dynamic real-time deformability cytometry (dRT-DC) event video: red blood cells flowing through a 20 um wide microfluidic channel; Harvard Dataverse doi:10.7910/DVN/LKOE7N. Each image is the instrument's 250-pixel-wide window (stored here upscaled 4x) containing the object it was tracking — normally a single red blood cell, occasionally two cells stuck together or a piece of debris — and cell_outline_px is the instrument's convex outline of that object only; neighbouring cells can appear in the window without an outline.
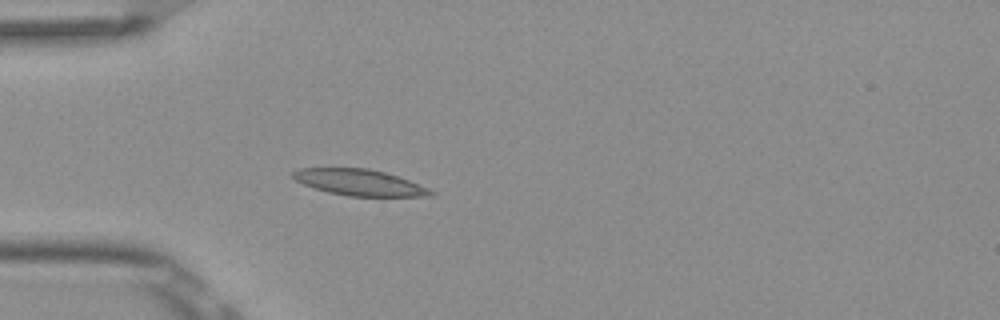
{"species": "Egyptian fruit bat (a non-hibernating species)", "species_latin": "Rousettus aegyptiacus", "temperature_condition": "room temperature", "stored_images_in_passage": 3, "camera_frame_rate_fps": 3000, "um_per_image_px": 0.085, "frame": {"image": 1, "passage_image": 3, "time_ms": 0.667, "image_size_px": [1000, 320], "cell_outline_px": [[436, 192], [432, 196], [348, 196], [328, 192], [304, 184], [296, 180], [292, 176], [292, 172], [300, 168], [368, 168], [384, 172], [408, 180], [428, 188]], "centroid_in_image_um": [30.56, 15.51], "position_along_channel_um": 54.4, "area_um2": 20.75}}